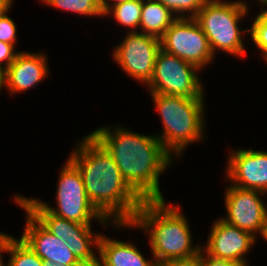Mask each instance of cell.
Returning <instances> with one entry per match:
<instances>
[{
	"label": "cell",
	"instance_id": "6da1fadb",
	"mask_svg": "<svg viewBox=\"0 0 267 266\" xmlns=\"http://www.w3.org/2000/svg\"><path fill=\"white\" fill-rule=\"evenodd\" d=\"M69 155L78 168L88 199L113 223H131L144 202L127 184L106 149L91 135Z\"/></svg>",
	"mask_w": 267,
	"mask_h": 266
},
{
	"label": "cell",
	"instance_id": "7a4b0ae2",
	"mask_svg": "<svg viewBox=\"0 0 267 266\" xmlns=\"http://www.w3.org/2000/svg\"><path fill=\"white\" fill-rule=\"evenodd\" d=\"M110 130L101 127L91 135L111 155L130 188L143 201L165 200L159 176L173 162L172 155L154 135L138 134L119 126Z\"/></svg>",
	"mask_w": 267,
	"mask_h": 266
},
{
	"label": "cell",
	"instance_id": "3957f363",
	"mask_svg": "<svg viewBox=\"0 0 267 266\" xmlns=\"http://www.w3.org/2000/svg\"><path fill=\"white\" fill-rule=\"evenodd\" d=\"M115 227H136L148 232L153 259L162 263L196 256L200 244L192 245V234L178 205H166L165 200L144 201L131 223H115Z\"/></svg>",
	"mask_w": 267,
	"mask_h": 266
},
{
	"label": "cell",
	"instance_id": "277c9868",
	"mask_svg": "<svg viewBox=\"0 0 267 266\" xmlns=\"http://www.w3.org/2000/svg\"><path fill=\"white\" fill-rule=\"evenodd\" d=\"M163 122V133L155 135L173 156H182L187 145L205 138L204 98L150 94ZM174 152V153H173ZM173 153V154H172Z\"/></svg>",
	"mask_w": 267,
	"mask_h": 266
},
{
	"label": "cell",
	"instance_id": "5b68a950",
	"mask_svg": "<svg viewBox=\"0 0 267 266\" xmlns=\"http://www.w3.org/2000/svg\"><path fill=\"white\" fill-rule=\"evenodd\" d=\"M248 12L247 4L241 0L234 2L207 0L195 17L206 35L213 54L220 49L235 56H243L245 48L239 20Z\"/></svg>",
	"mask_w": 267,
	"mask_h": 266
},
{
	"label": "cell",
	"instance_id": "8992f818",
	"mask_svg": "<svg viewBox=\"0 0 267 266\" xmlns=\"http://www.w3.org/2000/svg\"><path fill=\"white\" fill-rule=\"evenodd\" d=\"M196 65L169 54L162 49L157 53L153 77L146 85L150 94L203 98V86Z\"/></svg>",
	"mask_w": 267,
	"mask_h": 266
},
{
	"label": "cell",
	"instance_id": "52a82bcc",
	"mask_svg": "<svg viewBox=\"0 0 267 266\" xmlns=\"http://www.w3.org/2000/svg\"><path fill=\"white\" fill-rule=\"evenodd\" d=\"M56 190V208L38 200L46 210L56 216L81 224H91L90 221L94 218L100 220L104 226L108 224L109 220L104 218L88 199L82 176L69 159L61 169Z\"/></svg>",
	"mask_w": 267,
	"mask_h": 266
},
{
	"label": "cell",
	"instance_id": "ba28073f",
	"mask_svg": "<svg viewBox=\"0 0 267 266\" xmlns=\"http://www.w3.org/2000/svg\"><path fill=\"white\" fill-rule=\"evenodd\" d=\"M160 47L199 69L205 68L215 58L195 18H177L160 38Z\"/></svg>",
	"mask_w": 267,
	"mask_h": 266
},
{
	"label": "cell",
	"instance_id": "9c48e42d",
	"mask_svg": "<svg viewBox=\"0 0 267 266\" xmlns=\"http://www.w3.org/2000/svg\"><path fill=\"white\" fill-rule=\"evenodd\" d=\"M160 39L141 32H128L113 51V59L132 78L147 85L153 77Z\"/></svg>",
	"mask_w": 267,
	"mask_h": 266
},
{
	"label": "cell",
	"instance_id": "30bf717a",
	"mask_svg": "<svg viewBox=\"0 0 267 266\" xmlns=\"http://www.w3.org/2000/svg\"><path fill=\"white\" fill-rule=\"evenodd\" d=\"M225 192L227 215L221 219L253 236L257 232L262 235L267 219V208L260 197L265 192L242 189L233 185L226 188Z\"/></svg>",
	"mask_w": 267,
	"mask_h": 266
},
{
	"label": "cell",
	"instance_id": "8fae6325",
	"mask_svg": "<svg viewBox=\"0 0 267 266\" xmlns=\"http://www.w3.org/2000/svg\"><path fill=\"white\" fill-rule=\"evenodd\" d=\"M203 247L212 257L247 264L245 255L255 245L256 237L251 233L230 225L221 218L216 220Z\"/></svg>",
	"mask_w": 267,
	"mask_h": 266
},
{
	"label": "cell",
	"instance_id": "7c38bea8",
	"mask_svg": "<svg viewBox=\"0 0 267 266\" xmlns=\"http://www.w3.org/2000/svg\"><path fill=\"white\" fill-rule=\"evenodd\" d=\"M226 177L233 186L267 192V151L238 149L229 154Z\"/></svg>",
	"mask_w": 267,
	"mask_h": 266
},
{
	"label": "cell",
	"instance_id": "4fadbf2b",
	"mask_svg": "<svg viewBox=\"0 0 267 266\" xmlns=\"http://www.w3.org/2000/svg\"><path fill=\"white\" fill-rule=\"evenodd\" d=\"M15 202L26 211L25 229L22 241L45 263L82 265L61 239L48 232L15 198Z\"/></svg>",
	"mask_w": 267,
	"mask_h": 266
},
{
	"label": "cell",
	"instance_id": "5bb4252c",
	"mask_svg": "<svg viewBox=\"0 0 267 266\" xmlns=\"http://www.w3.org/2000/svg\"><path fill=\"white\" fill-rule=\"evenodd\" d=\"M45 54L18 52L13 63L4 71V85L9 92H25L38 85L49 73Z\"/></svg>",
	"mask_w": 267,
	"mask_h": 266
},
{
	"label": "cell",
	"instance_id": "9a60e30c",
	"mask_svg": "<svg viewBox=\"0 0 267 266\" xmlns=\"http://www.w3.org/2000/svg\"><path fill=\"white\" fill-rule=\"evenodd\" d=\"M48 232L61 239L64 243L71 237H100L92 233L91 224H81L61 218L46 210L37 199L20 195L14 197Z\"/></svg>",
	"mask_w": 267,
	"mask_h": 266
},
{
	"label": "cell",
	"instance_id": "2e32d148",
	"mask_svg": "<svg viewBox=\"0 0 267 266\" xmlns=\"http://www.w3.org/2000/svg\"><path fill=\"white\" fill-rule=\"evenodd\" d=\"M97 266H158L154 259L147 260L130 242L113 240L100 235Z\"/></svg>",
	"mask_w": 267,
	"mask_h": 266
},
{
	"label": "cell",
	"instance_id": "e0dca14e",
	"mask_svg": "<svg viewBox=\"0 0 267 266\" xmlns=\"http://www.w3.org/2000/svg\"><path fill=\"white\" fill-rule=\"evenodd\" d=\"M163 4L156 0H143L139 28L142 33L161 38L177 19Z\"/></svg>",
	"mask_w": 267,
	"mask_h": 266
},
{
	"label": "cell",
	"instance_id": "ac0fdd59",
	"mask_svg": "<svg viewBox=\"0 0 267 266\" xmlns=\"http://www.w3.org/2000/svg\"><path fill=\"white\" fill-rule=\"evenodd\" d=\"M143 0H128L111 7L104 16L113 15L117 22L123 27H131L130 32H136L140 25L141 9Z\"/></svg>",
	"mask_w": 267,
	"mask_h": 266
},
{
	"label": "cell",
	"instance_id": "d6986e66",
	"mask_svg": "<svg viewBox=\"0 0 267 266\" xmlns=\"http://www.w3.org/2000/svg\"><path fill=\"white\" fill-rule=\"evenodd\" d=\"M100 237H71L66 247L83 266H97L98 257L91 247H98Z\"/></svg>",
	"mask_w": 267,
	"mask_h": 266
},
{
	"label": "cell",
	"instance_id": "ffe728a7",
	"mask_svg": "<svg viewBox=\"0 0 267 266\" xmlns=\"http://www.w3.org/2000/svg\"><path fill=\"white\" fill-rule=\"evenodd\" d=\"M49 6L85 16H104L100 0H42Z\"/></svg>",
	"mask_w": 267,
	"mask_h": 266
},
{
	"label": "cell",
	"instance_id": "44dd1931",
	"mask_svg": "<svg viewBox=\"0 0 267 266\" xmlns=\"http://www.w3.org/2000/svg\"><path fill=\"white\" fill-rule=\"evenodd\" d=\"M7 266H45V262L22 239H16L10 249Z\"/></svg>",
	"mask_w": 267,
	"mask_h": 266
},
{
	"label": "cell",
	"instance_id": "7402d4cb",
	"mask_svg": "<svg viewBox=\"0 0 267 266\" xmlns=\"http://www.w3.org/2000/svg\"><path fill=\"white\" fill-rule=\"evenodd\" d=\"M156 1L160 2L165 7H167L173 14L176 13L175 17L177 18H195L207 0H156ZM186 12L189 13L188 16H187L188 13Z\"/></svg>",
	"mask_w": 267,
	"mask_h": 266
},
{
	"label": "cell",
	"instance_id": "603a6c76",
	"mask_svg": "<svg viewBox=\"0 0 267 266\" xmlns=\"http://www.w3.org/2000/svg\"><path fill=\"white\" fill-rule=\"evenodd\" d=\"M249 30L253 42L261 50L265 59L267 57V11H261L255 17Z\"/></svg>",
	"mask_w": 267,
	"mask_h": 266
},
{
	"label": "cell",
	"instance_id": "cb8c5ba5",
	"mask_svg": "<svg viewBox=\"0 0 267 266\" xmlns=\"http://www.w3.org/2000/svg\"><path fill=\"white\" fill-rule=\"evenodd\" d=\"M7 13L8 12H6L3 16H0V41L13 44L15 46V42H17L16 25Z\"/></svg>",
	"mask_w": 267,
	"mask_h": 266
},
{
	"label": "cell",
	"instance_id": "d4e9b609",
	"mask_svg": "<svg viewBox=\"0 0 267 266\" xmlns=\"http://www.w3.org/2000/svg\"><path fill=\"white\" fill-rule=\"evenodd\" d=\"M14 48L15 46L13 44L0 41V69L3 71L13 63L18 54Z\"/></svg>",
	"mask_w": 267,
	"mask_h": 266
},
{
	"label": "cell",
	"instance_id": "484cf974",
	"mask_svg": "<svg viewBox=\"0 0 267 266\" xmlns=\"http://www.w3.org/2000/svg\"><path fill=\"white\" fill-rule=\"evenodd\" d=\"M201 260L202 266H248V264L212 257L211 255H208L203 248H201Z\"/></svg>",
	"mask_w": 267,
	"mask_h": 266
},
{
	"label": "cell",
	"instance_id": "4316f807",
	"mask_svg": "<svg viewBox=\"0 0 267 266\" xmlns=\"http://www.w3.org/2000/svg\"><path fill=\"white\" fill-rule=\"evenodd\" d=\"M159 266H202L201 250L191 258L169 260Z\"/></svg>",
	"mask_w": 267,
	"mask_h": 266
},
{
	"label": "cell",
	"instance_id": "83f0119b",
	"mask_svg": "<svg viewBox=\"0 0 267 266\" xmlns=\"http://www.w3.org/2000/svg\"><path fill=\"white\" fill-rule=\"evenodd\" d=\"M16 240L13 236L4 234L3 232L0 233V266H5L3 263L2 252L9 253L11 249L12 243Z\"/></svg>",
	"mask_w": 267,
	"mask_h": 266
},
{
	"label": "cell",
	"instance_id": "f1b7e54d",
	"mask_svg": "<svg viewBox=\"0 0 267 266\" xmlns=\"http://www.w3.org/2000/svg\"><path fill=\"white\" fill-rule=\"evenodd\" d=\"M108 1L109 0H100V6L103 14H105L111 7L128 0H110V3H108Z\"/></svg>",
	"mask_w": 267,
	"mask_h": 266
},
{
	"label": "cell",
	"instance_id": "f546056e",
	"mask_svg": "<svg viewBox=\"0 0 267 266\" xmlns=\"http://www.w3.org/2000/svg\"><path fill=\"white\" fill-rule=\"evenodd\" d=\"M13 0H0V16H3L12 8Z\"/></svg>",
	"mask_w": 267,
	"mask_h": 266
},
{
	"label": "cell",
	"instance_id": "4dcf8cb0",
	"mask_svg": "<svg viewBox=\"0 0 267 266\" xmlns=\"http://www.w3.org/2000/svg\"><path fill=\"white\" fill-rule=\"evenodd\" d=\"M4 87V71L0 69V91Z\"/></svg>",
	"mask_w": 267,
	"mask_h": 266
},
{
	"label": "cell",
	"instance_id": "1f68e13d",
	"mask_svg": "<svg viewBox=\"0 0 267 266\" xmlns=\"http://www.w3.org/2000/svg\"><path fill=\"white\" fill-rule=\"evenodd\" d=\"M45 266H62V265L56 264V263H53V262H46ZM65 266H83V265H65Z\"/></svg>",
	"mask_w": 267,
	"mask_h": 266
},
{
	"label": "cell",
	"instance_id": "d6a6232c",
	"mask_svg": "<svg viewBox=\"0 0 267 266\" xmlns=\"http://www.w3.org/2000/svg\"><path fill=\"white\" fill-rule=\"evenodd\" d=\"M262 237L265 240H267V219H266V223H265L264 230H263V233H262Z\"/></svg>",
	"mask_w": 267,
	"mask_h": 266
},
{
	"label": "cell",
	"instance_id": "836d02e7",
	"mask_svg": "<svg viewBox=\"0 0 267 266\" xmlns=\"http://www.w3.org/2000/svg\"><path fill=\"white\" fill-rule=\"evenodd\" d=\"M256 1L261 2L263 6L266 5L267 7V0H256ZM262 11H267V8L265 10L263 9Z\"/></svg>",
	"mask_w": 267,
	"mask_h": 266
}]
</instances>
